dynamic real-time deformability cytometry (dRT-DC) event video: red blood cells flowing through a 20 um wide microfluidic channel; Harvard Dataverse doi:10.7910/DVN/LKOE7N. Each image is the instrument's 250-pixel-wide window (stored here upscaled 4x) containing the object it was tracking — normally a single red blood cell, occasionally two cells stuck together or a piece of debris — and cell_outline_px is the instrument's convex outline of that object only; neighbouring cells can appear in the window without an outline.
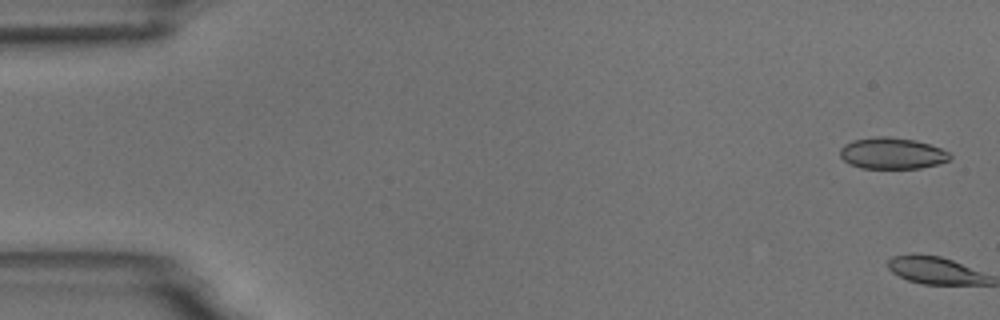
{"species": "common noctule bat (a hibernating species)", "species_latin": "Nyctalus noctula", "temperature_condition": "room temperature", "stored_images_in_passage": 5, "camera_frame_rate_fps": 3000, "um_per_image_px": 0.085, "animal": {"sex": "male", "body_mass_g": 18.8}, "frame": {"image": 1, "passage_image": 1, "time_ms": 0.0, "image_size_px": [1000, 320], "cell_outline_px": [[952, 160], [920, 168], [860, 168], [848, 164], [840, 156], [840, 148], [844, 144], [852, 140], [876, 136], [888, 136], [916, 140], [940, 148], [948, 152], [952, 156]], "centroid_in_image_um": [75.81, 13.03], "position_along_channel_um": 9.2, "area_um2": 20.23}}
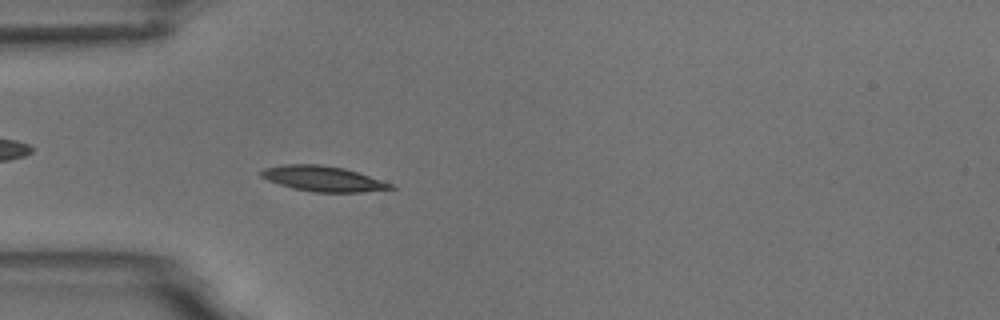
{"frame": {"image": 2, "passage_image": 5, "time_ms": 5.667, "image_size_px": [1000, 320], "cell_outline_px": [[396, 188], [364, 192], [316, 192], [292, 188], [268, 180], [260, 176], [260, 172], [264, 168], [284, 164], [320, 164], [344, 168], [396, 184]], "centroid_in_image_um": [27.5, 15.19], "position_along_channel_um": 57.5, "area_um2": 19.19}}